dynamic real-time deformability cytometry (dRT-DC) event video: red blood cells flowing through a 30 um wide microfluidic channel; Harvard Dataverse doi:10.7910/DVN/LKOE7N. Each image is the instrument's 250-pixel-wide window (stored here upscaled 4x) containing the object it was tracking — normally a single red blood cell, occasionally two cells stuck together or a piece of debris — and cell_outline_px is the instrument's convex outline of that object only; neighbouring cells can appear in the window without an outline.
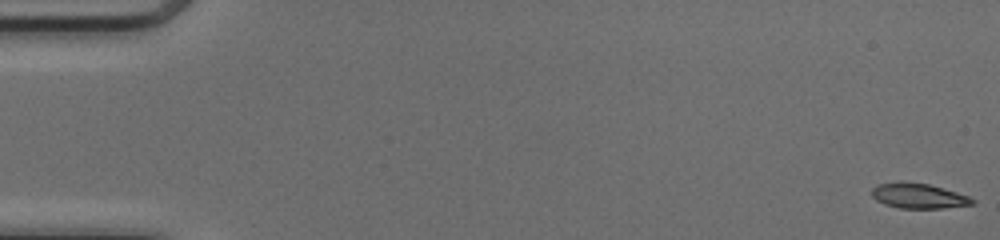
{"species": "common noctule bat (a hibernating species)", "species_latin": "Nyctalus noctula", "temperature_condition": "cold", "stored_images_in_passage": 51, "camera_frame_rate_fps": 3000, "um_per_image_px": 0.085, "animal": {"sex": "female", "body_mass_g": 17.0, "forearm_length_mm": 48.0}, "frame": {"image": 1, "passage_image": 1, "time_ms": 0.0, "image_size_px": [1000, 240], "cell_outline_px": [[976, 204], [944, 208], [900, 208], [884, 204], [876, 200], [872, 196], [872, 188], [876, 184], [928, 184], [956, 192], [968, 196], [976, 200]], "centroid_in_image_um": [78.13, 16.69], "position_along_channel_um": 6.9, "area_um2": 14.16}}
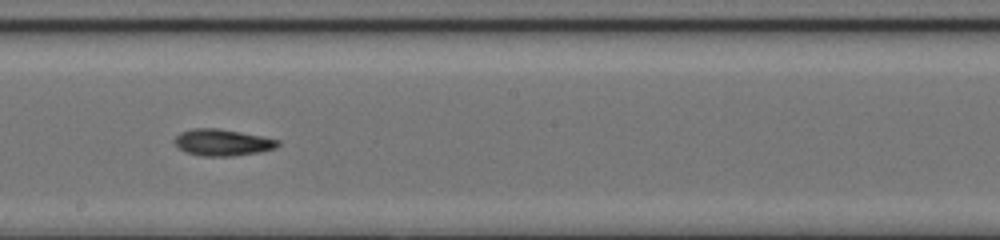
{"frame": {"image": 2, "passage_image": 29, "time_ms": 9.333, "image_size_px": [1000, 240], "cell_outline_px": [[280, 144], [276, 148], [260, 152], [232, 156], [204, 156], [188, 152], [180, 148], [172, 140], [180, 132], [192, 128], [216, 128], [240, 132], [280, 140]], "centroid_in_image_um": [18.91, 12.1], "position_along_channel_um": 229.3, "area_um2": 15.9}}
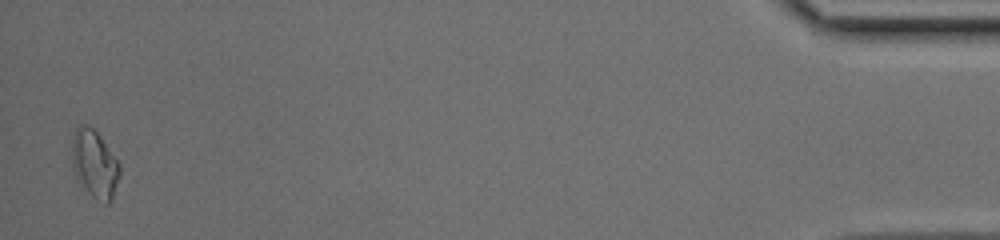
{"frame": {"image": 3, "passage_image": 50, "time_ms": 16.333, "image_size_px": [1000, 240], "cell_outline_px": [[120, 176], [112, 200], [108, 204], [104, 204], [92, 196], [88, 192], [76, 176], [72, 164], [72, 140], [76, 128], [80, 124], [88, 124], [100, 136], [120, 164]], "centroid_in_image_um": [8.06, 13.94], "position_along_channel_um": 427.1, "area_um2": 18.79}, "authors_computed_cell_mechanics": {"area_um2": 15.5482, "velocity_mm_per_s": 4.1416, "shape_relaxation_time_tau1_ms": 3.806, "shape_relaxation_time_tau2_ms": 4.3065, "deformation_change_tau1": 0.1769, "deformation_change_tau2": 0.1323}}